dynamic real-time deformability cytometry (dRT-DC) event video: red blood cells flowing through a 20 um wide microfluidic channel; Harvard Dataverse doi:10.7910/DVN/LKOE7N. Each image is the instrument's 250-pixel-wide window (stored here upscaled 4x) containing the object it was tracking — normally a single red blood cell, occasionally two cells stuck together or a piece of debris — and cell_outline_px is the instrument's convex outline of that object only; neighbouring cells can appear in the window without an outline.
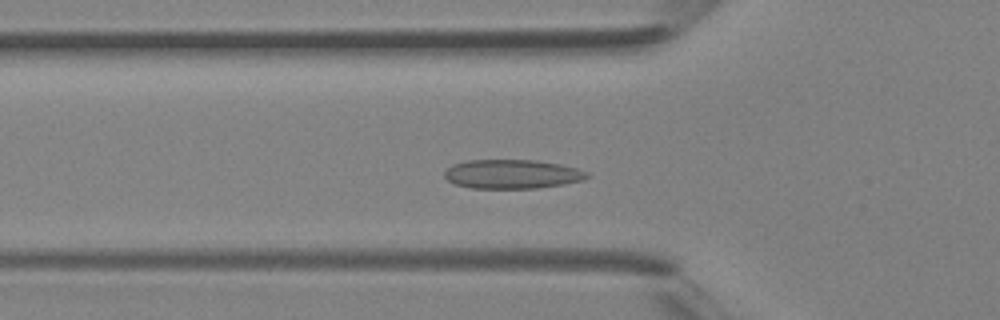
{"species": "Egyptian fruit bat (a non-hibernating species)", "species_latin": "Rousettus aegyptiacus", "temperature_condition": "room temperature", "stored_images_in_passage": 37, "camera_frame_rate_fps": 3000, "um_per_image_px": 0.085, "animal": {"sex": "female"}, "frame": {"image": 1, "passage_image": 10, "time_ms": 3.0, "image_size_px": [1000, 320], "cell_outline_px": [[592, 176], [580, 180], [564, 184], [536, 188], [468, 188], [456, 184], [448, 180], [444, 176], [444, 172], [452, 164], [468, 160], [536, 160], [560, 164], [576, 168], [588, 172]], "centroid_in_image_um": [43.52, 14.79], "position_along_channel_um": 82.3, "area_um2": 24.16}}
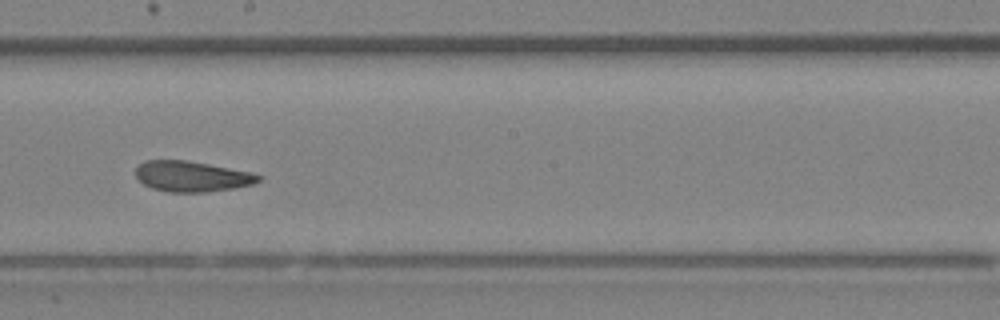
{"frame": {"image": 2, "passage_image": 19, "time_ms": 6.0, "image_size_px": [1000, 320], "cell_outline_px": [[264, 176], [260, 180], [252, 184], [232, 188], [208, 192], [168, 192], [152, 188], [144, 184], [136, 176], [136, 168], [144, 160], [188, 160], [252, 172]], "centroid_in_image_um": [16.32, 14.98], "position_along_channel_um": 231.9, "area_um2": 21.91}}
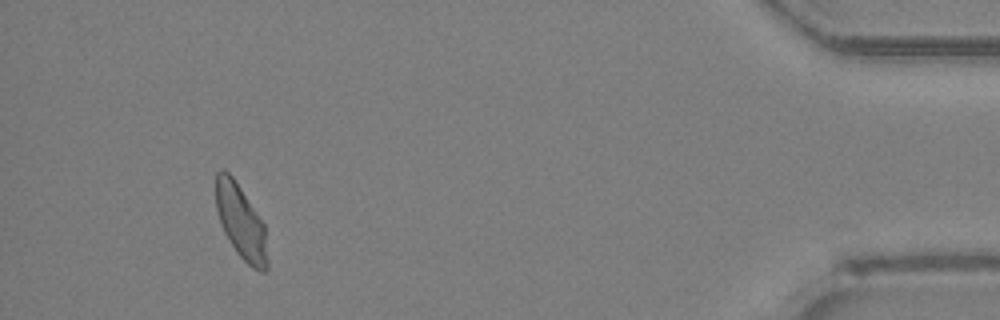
{"frame": {"image": 3, "passage_image": 34, "time_ms": 11.0, "image_size_px": [1000, 320], "cell_outline_px": [[268, 268], [264, 272], [260, 272], [252, 268], [236, 252], [224, 232], [216, 208], [216, 172], [220, 168], [224, 168], [232, 176], [264, 224], [268, 260]], "centroid_in_image_um": [20.48, 18.88], "position_along_channel_um": 414.7, "area_um2": 22.08}}